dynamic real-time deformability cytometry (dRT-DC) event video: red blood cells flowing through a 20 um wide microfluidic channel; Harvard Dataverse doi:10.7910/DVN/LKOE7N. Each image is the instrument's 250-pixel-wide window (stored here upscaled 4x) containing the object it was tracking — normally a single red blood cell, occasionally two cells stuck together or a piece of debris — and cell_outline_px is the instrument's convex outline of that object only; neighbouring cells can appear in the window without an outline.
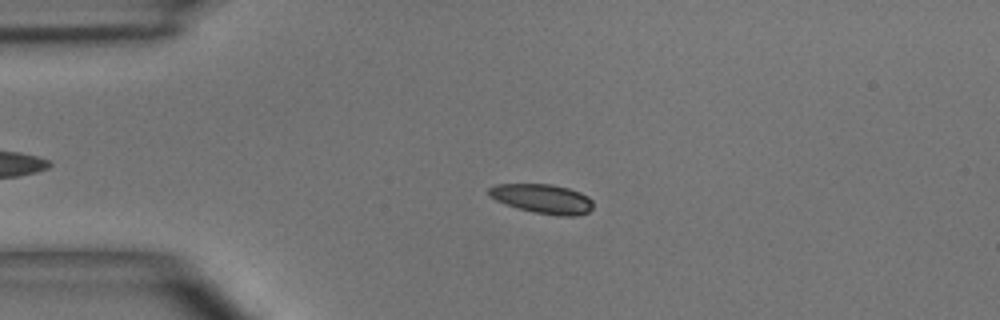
{"species": "common noctule bat (a hibernating species)", "species_latin": "Nyctalus noctula", "temperature_condition": "room temperature", "stored_images_in_passage": 52, "camera_frame_rate_fps": 3000, "um_per_image_px": 0.085, "animal": {"sex": "male", "body_mass_g": 15.6}, "frame": {"image": 1, "passage_image": 12, "time_ms": 3.667, "image_size_px": [1000, 320], "cell_outline_px": [[592, 208], [588, 212], [576, 216], [556, 216], [532, 212], [496, 200], [488, 196], [488, 188], [496, 184], [552, 184], [568, 188], [580, 192], [588, 196], [592, 200]], "centroid_in_image_um": [46.13, 16.89], "position_along_channel_um": 38.9, "area_um2": 17.86}}
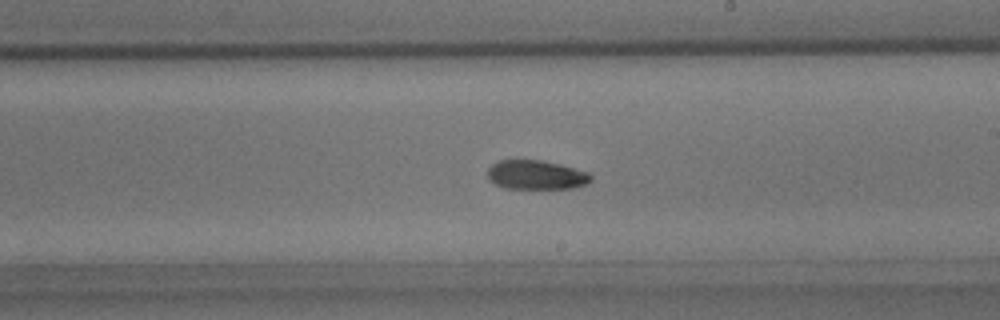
{"frame": {"image": 2, "passage_image": 30, "time_ms": 9.667, "image_size_px": [1000, 320], "cell_outline_px": [[592, 180], [584, 184], [572, 188], [504, 188], [488, 180], [488, 168], [492, 164], [500, 160], [544, 160], [560, 164], [588, 172], [592, 176]], "centroid_in_image_um": [45.56, 14.86], "position_along_channel_um": 243.4, "area_um2": 17.51}}
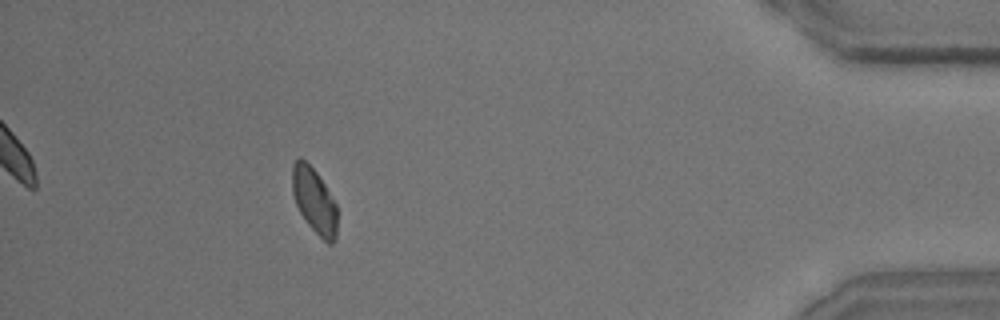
{"frame": {"image": 3, "passage_image": 47, "time_ms": 15.333, "image_size_px": [1000, 320], "cell_outline_px": [[336, 240], [332, 244], [328, 244], [308, 224], [300, 212], [296, 204], [292, 192], [292, 164], [300, 156], [316, 172], [324, 184], [336, 204]], "centroid_in_image_um": [26.7, 17.05], "position_along_channel_um": 408.5, "area_um2": 16.88}, "authors_computed_cell_mechanics": {"area_um2": 17.7735, "velocity_mm_per_s": 3.8736, "shape_relaxation_time_tau1_ms": 3.5437, "shape_relaxation_time_tau2_ms": 7.1743, "deformation_change_tau1": 0.108, "deformation_change_tau2": 0.1302}}